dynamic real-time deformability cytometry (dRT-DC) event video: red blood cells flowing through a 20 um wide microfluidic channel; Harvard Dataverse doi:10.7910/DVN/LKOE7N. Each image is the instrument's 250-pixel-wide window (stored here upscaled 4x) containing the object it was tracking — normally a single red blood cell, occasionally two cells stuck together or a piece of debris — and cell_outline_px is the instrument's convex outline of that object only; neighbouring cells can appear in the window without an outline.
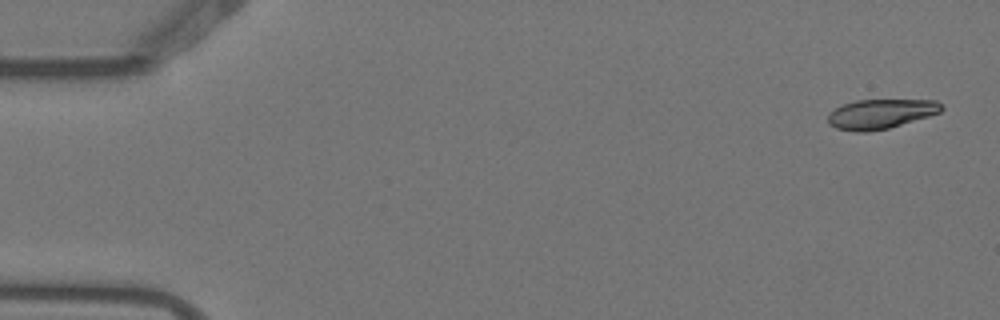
{"species": "Egyptian fruit bat (a non-hibernating species)", "species_latin": "Rousettus aegyptiacus", "temperature_condition": "warm", "stored_images_in_passage": 6, "camera_frame_rate_fps": 3000, "um_per_image_px": 0.085, "animal": {"sex": "female"}, "frame": {"image": 1, "passage_image": 1, "time_ms": 0.0, "image_size_px": [1000, 320], "cell_outline_px": [[944, 108], [940, 112], [928, 116], [888, 128], [868, 132], [856, 132], [836, 128], [828, 124], [828, 112], [844, 104], [856, 100], [936, 100]], "centroid_in_image_um": [74.82, 9.68], "position_along_channel_um": 10.2, "area_um2": 19.48}}
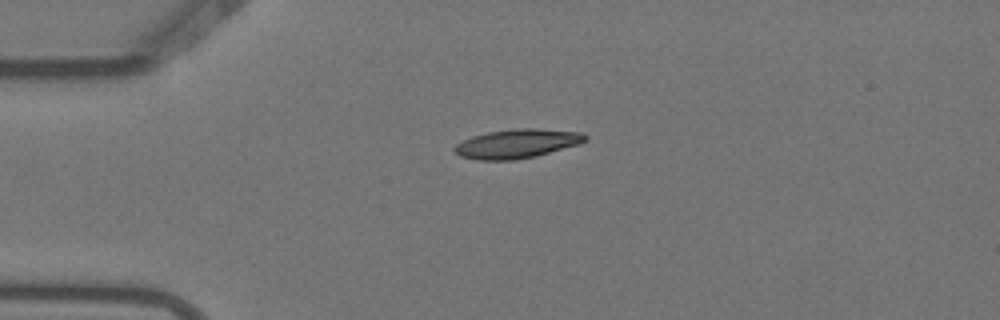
{"frame": {"image": 2, "passage_image": 4, "time_ms": 1.0, "image_size_px": [1000, 320], "cell_outline_px": [[588, 140], [580, 144], [536, 156], [512, 160], [480, 160], [460, 156], [452, 148], [456, 144], [472, 136], [488, 132], [516, 128], [536, 128], [584, 132], [588, 136]], "centroid_in_image_um": [44.0, 12.2], "position_along_channel_um": 41.0, "area_um2": 22.25}}
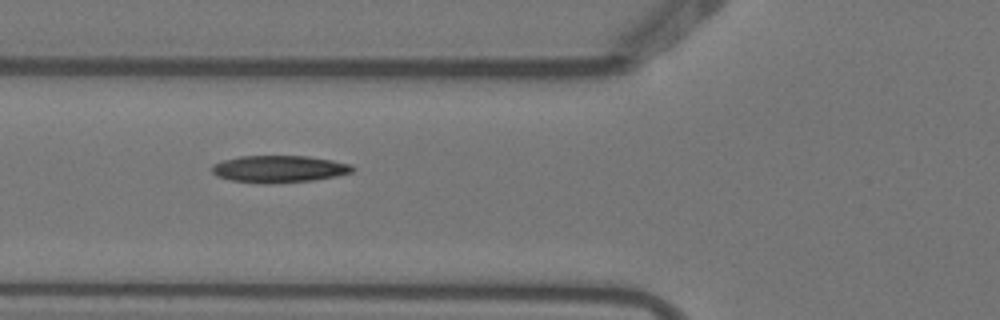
{"frame": {"image": 3, "passage_image": 6, "time_ms": 1.667, "image_size_px": [1000, 320], "cell_outline_px": [[356, 168], [352, 172], [336, 176], [312, 180], [272, 184], [264, 184], [232, 180], [216, 176], [212, 172], [212, 164], [224, 160], [240, 156], [308, 156], [332, 160], [352, 164]], "centroid_in_image_um": [23.73, 14.36], "position_along_channel_um": 102.1, "area_um2": 22.25}}